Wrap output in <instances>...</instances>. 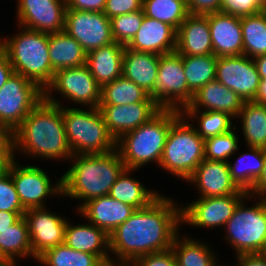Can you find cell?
<instances>
[{
	"instance_id": "cell-53",
	"label": "cell",
	"mask_w": 266,
	"mask_h": 266,
	"mask_svg": "<svg viewBox=\"0 0 266 266\" xmlns=\"http://www.w3.org/2000/svg\"><path fill=\"white\" fill-rule=\"evenodd\" d=\"M15 159V153H0V178L9 173L10 166Z\"/></svg>"
},
{
	"instance_id": "cell-7",
	"label": "cell",
	"mask_w": 266,
	"mask_h": 266,
	"mask_svg": "<svg viewBox=\"0 0 266 266\" xmlns=\"http://www.w3.org/2000/svg\"><path fill=\"white\" fill-rule=\"evenodd\" d=\"M61 106L72 154H105L116 149V140L109 133L99 107Z\"/></svg>"
},
{
	"instance_id": "cell-50",
	"label": "cell",
	"mask_w": 266,
	"mask_h": 266,
	"mask_svg": "<svg viewBox=\"0 0 266 266\" xmlns=\"http://www.w3.org/2000/svg\"><path fill=\"white\" fill-rule=\"evenodd\" d=\"M14 73L13 67L9 61L7 54L1 49L0 50V89L6 83V81Z\"/></svg>"
},
{
	"instance_id": "cell-24",
	"label": "cell",
	"mask_w": 266,
	"mask_h": 266,
	"mask_svg": "<svg viewBox=\"0 0 266 266\" xmlns=\"http://www.w3.org/2000/svg\"><path fill=\"white\" fill-rule=\"evenodd\" d=\"M64 244L74 250L97 255L106 265L111 264L109 235L87 220L76 224L68 219Z\"/></svg>"
},
{
	"instance_id": "cell-17",
	"label": "cell",
	"mask_w": 266,
	"mask_h": 266,
	"mask_svg": "<svg viewBox=\"0 0 266 266\" xmlns=\"http://www.w3.org/2000/svg\"><path fill=\"white\" fill-rule=\"evenodd\" d=\"M216 80L237 93L244 101L254 100L260 75L254 60L246 55L218 57Z\"/></svg>"
},
{
	"instance_id": "cell-31",
	"label": "cell",
	"mask_w": 266,
	"mask_h": 266,
	"mask_svg": "<svg viewBox=\"0 0 266 266\" xmlns=\"http://www.w3.org/2000/svg\"><path fill=\"white\" fill-rule=\"evenodd\" d=\"M246 147V152L243 151V153H240V149L238 148L237 152L234 154V156L236 155L237 157L235 162H232L230 159L228 161V166L230 175L236 185L241 190L249 193L262 173L265 149Z\"/></svg>"
},
{
	"instance_id": "cell-37",
	"label": "cell",
	"mask_w": 266,
	"mask_h": 266,
	"mask_svg": "<svg viewBox=\"0 0 266 266\" xmlns=\"http://www.w3.org/2000/svg\"><path fill=\"white\" fill-rule=\"evenodd\" d=\"M35 263L40 266H106L97 255L74 250L65 244L46 250Z\"/></svg>"
},
{
	"instance_id": "cell-11",
	"label": "cell",
	"mask_w": 266,
	"mask_h": 266,
	"mask_svg": "<svg viewBox=\"0 0 266 266\" xmlns=\"http://www.w3.org/2000/svg\"><path fill=\"white\" fill-rule=\"evenodd\" d=\"M193 95L186 81L183 55L176 51L160 55L156 87L150 95L152 100L161 109L182 111Z\"/></svg>"
},
{
	"instance_id": "cell-33",
	"label": "cell",
	"mask_w": 266,
	"mask_h": 266,
	"mask_svg": "<svg viewBox=\"0 0 266 266\" xmlns=\"http://www.w3.org/2000/svg\"><path fill=\"white\" fill-rule=\"evenodd\" d=\"M239 129L241 127L244 145L248 147H257L266 149V105L252 101H245L242 110L235 121Z\"/></svg>"
},
{
	"instance_id": "cell-29",
	"label": "cell",
	"mask_w": 266,
	"mask_h": 266,
	"mask_svg": "<svg viewBox=\"0 0 266 266\" xmlns=\"http://www.w3.org/2000/svg\"><path fill=\"white\" fill-rule=\"evenodd\" d=\"M190 235L191 233L182 236V233H178L174 237L171 249L177 266H218L220 257L218 258V252H214L216 250H213V245Z\"/></svg>"
},
{
	"instance_id": "cell-47",
	"label": "cell",
	"mask_w": 266,
	"mask_h": 266,
	"mask_svg": "<svg viewBox=\"0 0 266 266\" xmlns=\"http://www.w3.org/2000/svg\"><path fill=\"white\" fill-rule=\"evenodd\" d=\"M68 9L103 12L106 0H66Z\"/></svg>"
},
{
	"instance_id": "cell-48",
	"label": "cell",
	"mask_w": 266,
	"mask_h": 266,
	"mask_svg": "<svg viewBox=\"0 0 266 266\" xmlns=\"http://www.w3.org/2000/svg\"><path fill=\"white\" fill-rule=\"evenodd\" d=\"M236 266H266V252L236 255Z\"/></svg>"
},
{
	"instance_id": "cell-30",
	"label": "cell",
	"mask_w": 266,
	"mask_h": 266,
	"mask_svg": "<svg viewBox=\"0 0 266 266\" xmlns=\"http://www.w3.org/2000/svg\"><path fill=\"white\" fill-rule=\"evenodd\" d=\"M137 171L139 170L125 169L109 192L110 197L130 205L136 210L148 206L161 194L160 190L147 188V185L134 177L133 174H136Z\"/></svg>"
},
{
	"instance_id": "cell-18",
	"label": "cell",
	"mask_w": 266,
	"mask_h": 266,
	"mask_svg": "<svg viewBox=\"0 0 266 266\" xmlns=\"http://www.w3.org/2000/svg\"><path fill=\"white\" fill-rule=\"evenodd\" d=\"M185 182L194 186L197 198L249 194L236 185L230 175L228 162L224 161L204 159Z\"/></svg>"
},
{
	"instance_id": "cell-2",
	"label": "cell",
	"mask_w": 266,
	"mask_h": 266,
	"mask_svg": "<svg viewBox=\"0 0 266 266\" xmlns=\"http://www.w3.org/2000/svg\"><path fill=\"white\" fill-rule=\"evenodd\" d=\"M13 147L15 156L20 154L23 159L68 164L73 154L66 138L63 106L43 99L13 131Z\"/></svg>"
},
{
	"instance_id": "cell-12",
	"label": "cell",
	"mask_w": 266,
	"mask_h": 266,
	"mask_svg": "<svg viewBox=\"0 0 266 266\" xmlns=\"http://www.w3.org/2000/svg\"><path fill=\"white\" fill-rule=\"evenodd\" d=\"M43 99L35 82L13 73L0 89V122L14 131Z\"/></svg>"
},
{
	"instance_id": "cell-15",
	"label": "cell",
	"mask_w": 266,
	"mask_h": 266,
	"mask_svg": "<svg viewBox=\"0 0 266 266\" xmlns=\"http://www.w3.org/2000/svg\"><path fill=\"white\" fill-rule=\"evenodd\" d=\"M23 217L28 224L34 262L46 250L64 244L68 218L62 213L42 207L26 210Z\"/></svg>"
},
{
	"instance_id": "cell-20",
	"label": "cell",
	"mask_w": 266,
	"mask_h": 266,
	"mask_svg": "<svg viewBox=\"0 0 266 266\" xmlns=\"http://www.w3.org/2000/svg\"><path fill=\"white\" fill-rule=\"evenodd\" d=\"M135 211L134 207L107 195L86 202L75 214L110 235Z\"/></svg>"
},
{
	"instance_id": "cell-5",
	"label": "cell",
	"mask_w": 266,
	"mask_h": 266,
	"mask_svg": "<svg viewBox=\"0 0 266 266\" xmlns=\"http://www.w3.org/2000/svg\"><path fill=\"white\" fill-rule=\"evenodd\" d=\"M14 34L1 35V49L7 54L14 73L35 82L44 90L54 77L49 58V33L16 25Z\"/></svg>"
},
{
	"instance_id": "cell-51",
	"label": "cell",
	"mask_w": 266,
	"mask_h": 266,
	"mask_svg": "<svg viewBox=\"0 0 266 266\" xmlns=\"http://www.w3.org/2000/svg\"><path fill=\"white\" fill-rule=\"evenodd\" d=\"M249 194L256 197L266 198V149L262 173L257 179L253 189L249 192Z\"/></svg>"
},
{
	"instance_id": "cell-13",
	"label": "cell",
	"mask_w": 266,
	"mask_h": 266,
	"mask_svg": "<svg viewBox=\"0 0 266 266\" xmlns=\"http://www.w3.org/2000/svg\"><path fill=\"white\" fill-rule=\"evenodd\" d=\"M248 194H229L220 197L195 198L190 203L181 204V227L184 225L192 229L224 228L232 217L238 204ZM222 227V228H221Z\"/></svg>"
},
{
	"instance_id": "cell-56",
	"label": "cell",
	"mask_w": 266,
	"mask_h": 266,
	"mask_svg": "<svg viewBox=\"0 0 266 266\" xmlns=\"http://www.w3.org/2000/svg\"><path fill=\"white\" fill-rule=\"evenodd\" d=\"M106 266H125V265H121V264H107Z\"/></svg>"
},
{
	"instance_id": "cell-57",
	"label": "cell",
	"mask_w": 266,
	"mask_h": 266,
	"mask_svg": "<svg viewBox=\"0 0 266 266\" xmlns=\"http://www.w3.org/2000/svg\"><path fill=\"white\" fill-rule=\"evenodd\" d=\"M232 265H233V266H236L234 263H233V264H231V265L229 264L228 266H232ZM218 266H222V265H221V264H219ZM223 266H227V264H224Z\"/></svg>"
},
{
	"instance_id": "cell-26",
	"label": "cell",
	"mask_w": 266,
	"mask_h": 266,
	"mask_svg": "<svg viewBox=\"0 0 266 266\" xmlns=\"http://www.w3.org/2000/svg\"><path fill=\"white\" fill-rule=\"evenodd\" d=\"M125 45L113 42L87 53L86 66L102 87L122 76Z\"/></svg>"
},
{
	"instance_id": "cell-40",
	"label": "cell",
	"mask_w": 266,
	"mask_h": 266,
	"mask_svg": "<svg viewBox=\"0 0 266 266\" xmlns=\"http://www.w3.org/2000/svg\"><path fill=\"white\" fill-rule=\"evenodd\" d=\"M236 126L224 134L204 140L205 159L228 162L241 145ZM240 143V145H239Z\"/></svg>"
},
{
	"instance_id": "cell-45",
	"label": "cell",
	"mask_w": 266,
	"mask_h": 266,
	"mask_svg": "<svg viewBox=\"0 0 266 266\" xmlns=\"http://www.w3.org/2000/svg\"><path fill=\"white\" fill-rule=\"evenodd\" d=\"M143 0H106L103 13L109 18L142 10Z\"/></svg>"
},
{
	"instance_id": "cell-34",
	"label": "cell",
	"mask_w": 266,
	"mask_h": 266,
	"mask_svg": "<svg viewBox=\"0 0 266 266\" xmlns=\"http://www.w3.org/2000/svg\"><path fill=\"white\" fill-rule=\"evenodd\" d=\"M181 113L204 140L231 131L239 123L229 114L220 111L182 110Z\"/></svg>"
},
{
	"instance_id": "cell-42",
	"label": "cell",
	"mask_w": 266,
	"mask_h": 266,
	"mask_svg": "<svg viewBox=\"0 0 266 266\" xmlns=\"http://www.w3.org/2000/svg\"><path fill=\"white\" fill-rule=\"evenodd\" d=\"M0 211L16 213L26 212L16 192L10 173L0 178Z\"/></svg>"
},
{
	"instance_id": "cell-3",
	"label": "cell",
	"mask_w": 266,
	"mask_h": 266,
	"mask_svg": "<svg viewBox=\"0 0 266 266\" xmlns=\"http://www.w3.org/2000/svg\"><path fill=\"white\" fill-rule=\"evenodd\" d=\"M70 163V164H69ZM62 178V199L80 201L76 212L88 201L109 195L126 169L117 149L105 154H73Z\"/></svg>"
},
{
	"instance_id": "cell-6",
	"label": "cell",
	"mask_w": 266,
	"mask_h": 266,
	"mask_svg": "<svg viewBox=\"0 0 266 266\" xmlns=\"http://www.w3.org/2000/svg\"><path fill=\"white\" fill-rule=\"evenodd\" d=\"M222 230L235 255L266 252V198L248 194Z\"/></svg>"
},
{
	"instance_id": "cell-16",
	"label": "cell",
	"mask_w": 266,
	"mask_h": 266,
	"mask_svg": "<svg viewBox=\"0 0 266 266\" xmlns=\"http://www.w3.org/2000/svg\"><path fill=\"white\" fill-rule=\"evenodd\" d=\"M15 1H17L15 25L45 33L64 31L66 0Z\"/></svg>"
},
{
	"instance_id": "cell-38",
	"label": "cell",
	"mask_w": 266,
	"mask_h": 266,
	"mask_svg": "<svg viewBox=\"0 0 266 266\" xmlns=\"http://www.w3.org/2000/svg\"><path fill=\"white\" fill-rule=\"evenodd\" d=\"M214 54L201 56H183V66L188 88L195 93L207 83L216 80V63Z\"/></svg>"
},
{
	"instance_id": "cell-49",
	"label": "cell",
	"mask_w": 266,
	"mask_h": 266,
	"mask_svg": "<svg viewBox=\"0 0 266 266\" xmlns=\"http://www.w3.org/2000/svg\"><path fill=\"white\" fill-rule=\"evenodd\" d=\"M0 153H15L13 147V131L0 122Z\"/></svg>"
},
{
	"instance_id": "cell-21",
	"label": "cell",
	"mask_w": 266,
	"mask_h": 266,
	"mask_svg": "<svg viewBox=\"0 0 266 266\" xmlns=\"http://www.w3.org/2000/svg\"><path fill=\"white\" fill-rule=\"evenodd\" d=\"M208 24L215 56L243 55L241 17L217 12L208 15Z\"/></svg>"
},
{
	"instance_id": "cell-41",
	"label": "cell",
	"mask_w": 266,
	"mask_h": 266,
	"mask_svg": "<svg viewBox=\"0 0 266 266\" xmlns=\"http://www.w3.org/2000/svg\"><path fill=\"white\" fill-rule=\"evenodd\" d=\"M144 16L142 9L111 18V32L114 41L126 46L139 30Z\"/></svg>"
},
{
	"instance_id": "cell-1",
	"label": "cell",
	"mask_w": 266,
	"mask_h": 266,
	"mask_svg": "<svg viewBox=\"0 0 266 266\" xmlns=\"http://www.w3.org/2000/svg\"><path fill=\"white\" fill-rule=\"evenodd\" d=\"M178 203L162 193L119 225L109 235L111 263L127 266L142 255L170 249L182 232Z\"/></svg>"
},
{
	"instance_id": "cell-55",
	"label": "cell",
	"mask_w": 266,
	"mask_h": 266,
	"mask_svg": "<svg viewBox=\"0 0 266 266\" xmlns=\"http://www.w3.org/2000/svg\"><path fill=\"white\" fill-rule=\"evenodd\" d=\"M253 60L256 64L260 78L265 79L266 78V54L257 56Z\"/></svg>"
},
{
	"instance_id": "cell-10",
	"label": "cell",
	"mask_w": 266,
	"mask_h": 266,
	"mask_svg": "<svg viewBox=\"0 0 266 266\" xmlns=\"http://www.w3.org/2000/svg\"><path fill=\"white\" fill-rule=\"evenodd\" d=\"M19 160L13 161L9 173L25 210L47 207L50 198L62 197V178L53 181L39 164H21Z\"/></svg>"
},
{
	"instance_id": "cell-27",
	"label": "cell",
	"mask_w": 266,
	"mask_h": 266,
	"mask_svg": "<svg viewBox=\"0 0 266 266\" xmlns=\"http://www.w3.org/2000/svg\"><path fill=\"white\" fill-rule=\"evenodd\" d=\"M160 55L134 51L125 46L122 76L151 95L156 87Z\"/></svg>"
},
{
	"instance_id": "cell-23",
	"label": "cell",
	"mask_w": 266,
	"mask_h": 266,
	"mask_svg": "<svg viewBox=\"0 0 266 266\" xmlns=\"http://www.w3.org/2000/svg\"><path fill=\"white\" fill-rule=\"evenodd\" d=\"M244 102L237 93L213 80L199 88L183 110L220 111L236 119Z\"/></svg>"
},
{
	"instance_id": "cell-8",
	"label": "cell",
	"mask_w": 266,
	"mask_h": 266,
	"mask_svg": "<svg viewBox=\"0 0 266 266\" xmlns=\"http://www.w3.org/2000/svg\"><path fill=\"white\" fill-rule=\"evenodd\" d=\"M204 159V139L181 114L171 124L159 164L160 170L185 182Z\"/></svg>"
},
{
	"instance_id": "cell-9",
	"label": "cell",
	"mask_w": 266,
	"mask_h": 266,
	"mask_svg": "<svg viewBox=\"0 0 266 266\" xmlns=\"http://www.w3.org/2000/svg\"><path fill=\"white\" fill-rule=\"evenodd\" d=\"M72 102L70 107H99L101 86L92 76L86 65L76 68H65L54 73L52 82L44 89V99L61 106L63 103L57 95ZM55 97V98H54ZM74 103V104H73Z\"/></svg>"
},
{
	"instance_id": "cell-35",
	"label": "cell",
	"mask_w": 266,
	"mask_h": 266,
	"mask_svg": "<svg viewBox=\"0 0 266 266\" xmlns=\"http://www.w3.org/2000/svg\"><path fill=\"white\" fill-rule=\"evenodd\" d=\"M138 102H154L140 86L123 76L101 87L99 105H127Z\"/></svg>"
},
{
	"instance_id": "cell-43",
	"label": "cell",
	"mask_w": 266,
	"mask_h": 266,
	"mask_svg": "<svg viewBox=\"0 0 266 266\" xmlns=\"http://www.w3.org/2000/svg\"><path fill=\"white\" fill-rule=\"evenodd\" d=\"M266 9L263 0H222L221 12L237 17L259 13Z\"/></svg>"
},
{
	"instance_id": "cell-28",
	"label": "cell",
	"mask_w": 266,
	"mask_h": 266,
	"mask_svg": "<svg viewBox=\"0 0 266 266\" xmlns=\"http://www.w3.org/2000/svg\"><path fill=\"white\" fill-rule=\"evenodd\" d=\"M28 257L33 259V252L28 224L21 217L9 228L0 230V266H21L18 262Z\"/></svg>"
},
{
	"instance_id": "cell-39",
	"label": "cell",
	"mask_w": 266,
	"mask_h": 266,
	"mask_svg": "<svg viewBox=\"0 0 266 266\" xmlns=\"http://www.w3.org/2000/svg\"><path fill=\"white\" fill-rule=\"evenodd\" d=\"M146 17L170 24L176 30L189 15L185 0H143Z\"/></svg>"
},
{
	"instance_id": "cell-19",
	"label": "cell",
	"mask_w": 266,
	"mask_h": 266,
	"mask_svg": "<svg viewBox=\"0 0 266 266\" xmlns=\"http://www.w3.org/2000/svg\"><path fill=\"white\" fill-rule=\"evenodd\" d=\"M109 133L117 141L123 134L148 122L161 108L155 102L99 105Z\"/></svg>"
},
{
	"instance_id": "cell-44",
	"label": "cell",
	"mask_w": 266,
	"mask_h": 266,
	"mask_svg": "<svg viewBox=\"0 0 266 266\" xmlns=\"http://www.w3.org/2000/svg\"><path fill=\"white\" fill-rule=\"evenodd\" d=\"M130 266H177L172 249L138 257Z\"/></svg>"
},
{
	"instance_id": "cell-52",
	"label": "cell",
	"mask_w": 266,
	"mask_h": 266,
	"mask_svg": "<svg viewBox=\"0 0 266 266\" xmlns=\"http://www.w3.org/2000/svg\"><path fill=\"white\" fill-rule=\"evenodd\" d=\"M24 213L0 211V230H4L15 224Z\"/></svg>"
},
{
	"instance_id": "cell-36",
	"label": "cell",
	"mask_w": 266,
	"mask_h": 266,
	"mask_svg": "<svg viewBox=\"0 0 266 266\" xmlns=\"http://www.w3.org/2000/svg\"><path fill=\"white\" fill-rule=\"evenodd\" d=\"M243 55L254 59L266 54V9L241 17Z\"/></svg>"
},
{
	"instance_id": "cell-46",
	"label": "cell",
	"mask_w": 266,
	"mask_h": 266,
	"mask_svg": "<svg viewBox=\"0 0 266 266\" xmlns=\"http://www.w3.org/2000/svg\"><path fill=\"white\" fill-rule=\"evenodd\" d=\"M222 0H185L190 15H209L221 12Z\"/></svg>"
},
{
	"instance_id": "cell-14",
	"label": "cell",
	"mask_w": 266,
	"mask_h": 266,
	"mask_svg": "<svg viewBox=\"0 0 266 266\" xmlns=\"http://www.w3.org/2000/svg\"><path fill=\"white\" fill-rule=\"evenodd\" d=\"M64 31L88 53L114 41L110 19L103 12L66 9Z\"/></svg>"
},
{
	"instance_id": "cell-25",
	"label": "cell",
	"mask_w": 266,
	"mask_h": 266,
	"mask_svg": "<svg viewBox=\"0 0 266 266\" xmlns=\"http://www.w3.org/2000/svg\"><path fill=\"white\" fill-rule=\"evenodd\" d=\"M176 52L183 56L213 54L208 15H188L177 30Z\"/></svg>"
},
{
	"instance_id": "cell-4",
	"label": "cell",
	"mask_w": 266,
	"mask_h": 266,
	"mask_svg": "<svg viewBox=\"0 0 266 266\" xmlns=\"http://www.w3.org/2000/svg\"><path fill=\"white\" fill-rule=\"evenodd\" d=\"M181 114L180 110L161 109L148 122L123 134L116 149L126 169L140 170L151 163L159 167L171 124Z\"/></svg>"
},
{
	"instance_id": "cell-54",
	"label": "cell",
	"mask_w": 266,
	"mask_h": 266,
	"mask_svg": "<svg viewBox=\"0 0 266 266\" xmlns=\"http://www.w3.org/2000/svg\"><path fill=\"white\" fill-rule=\"evenodd\" d=\"M253 101L266 105V78L260 80L258 92Z\"/></svg>"
},
{
	"instance_id": "cell-22",
	"label": "cell",
	"mask_w": 266,
	"mask_h": 266,
	"mask_svg": "<svg viewBox=\"0 0 266 266\" xmlns=\"http://www.w3.org/2000/svg\"><path fill=\"white\" fill-rule=\"evenodd\" d=\"M177 30L168 23L144 16L141 26L127 48L158 55L174 52Z\"/></svg>"
},
{
	"instance_id": "cell-32",
	"label": "cell",
	"mask_w": 266,
	"mask_h": 266,
	"mask_svg": "<svg viewBox=\"0 0 266 266\" xmlns=\"http://www.w3.org/2000/svg\"><path fill=\"white\" fill-rule=\"evenodd\" d=\"M87 52L65 31L49 33V58L54 72L86 64Z\"/></svg>"
}]
</instances>
